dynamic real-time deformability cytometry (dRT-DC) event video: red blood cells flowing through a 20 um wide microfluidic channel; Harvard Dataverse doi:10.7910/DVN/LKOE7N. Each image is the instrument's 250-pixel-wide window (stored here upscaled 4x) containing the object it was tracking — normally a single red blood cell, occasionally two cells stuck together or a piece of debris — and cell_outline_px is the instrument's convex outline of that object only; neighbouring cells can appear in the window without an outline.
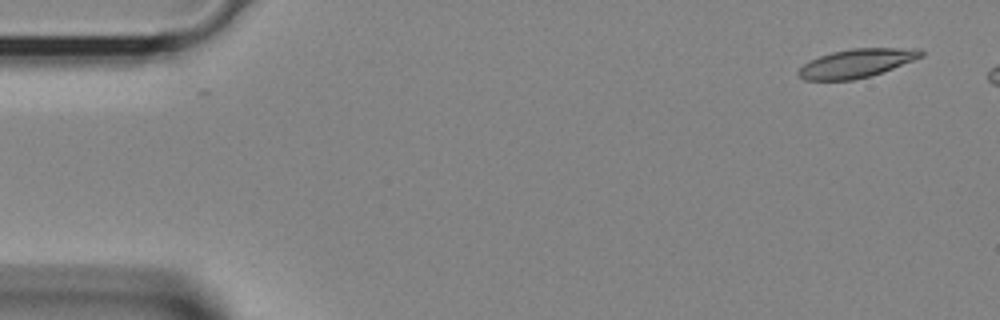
{"species": "Egyptian fruit bat (a non-hibernating species)", "species_latin": "Rousettus aegyptiacus", "temperature_condition": "room temperature", "stored_images_in_passage": 2, "camera_frame_rate_fps": 3000, "um_per_image_px": 0.085, "animal": {"sex": "female"}, "frame": {"image": 1, "passage_image": 1, "time_ms": 0.0, "image_size_px": [1000, 320], "cell_outline_px": [[924, 56], [892, 68], [868, 76], [852, 80], [804, 80], [796, 72], [808, 60], [832, 52], [852, 48], [920, 48], [924, 52]], "centroid_in_image_um": [72.8, 5.36], "position_along_channel_um": 12.2, "area_um2": 20.29}}